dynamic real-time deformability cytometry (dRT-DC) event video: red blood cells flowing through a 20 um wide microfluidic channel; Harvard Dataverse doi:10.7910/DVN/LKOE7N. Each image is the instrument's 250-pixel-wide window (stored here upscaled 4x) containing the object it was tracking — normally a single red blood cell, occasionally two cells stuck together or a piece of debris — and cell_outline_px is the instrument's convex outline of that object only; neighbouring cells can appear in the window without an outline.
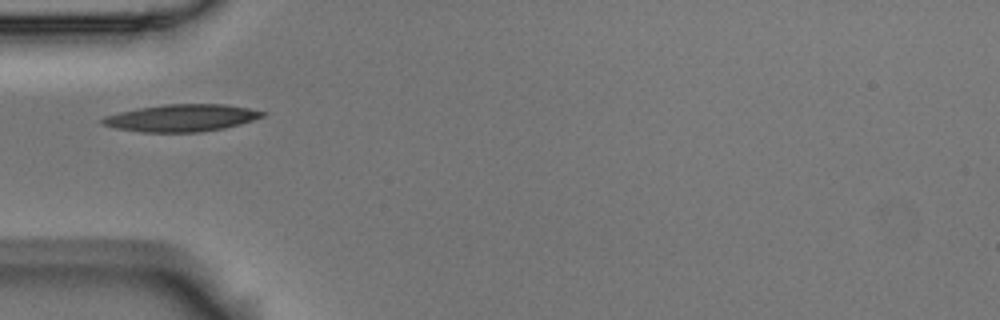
{"species": "Egyptian fruit bat (a non-hibernating species)", "species_latin": "Rousettus aegyptiacus", "temperature_condition": "room temperature", "stored_images_in_passage": 2, "camera_frame_rate_fps": 3000, "um_per_image_px": 0.085, "animal": {"sex": "male"}, "frame": {"image": 1, "passage_image": 1, "time_ms": 0.0, "image_size_px": [1000, 320], "cell_outline_px": [[268, 112], [264, 116], [240, 124], [224, 128], [200, 132], [140, 132], [116, 128], [100, 124], [100, 120], [104, 116], [120, 112], [140, 108], [164, 104], [224, 104], [248, 108]], "centroid_in_image_um": [15.42, 10.02], "position_along_channel_um": 69.6, "area_um2": 25.32}}
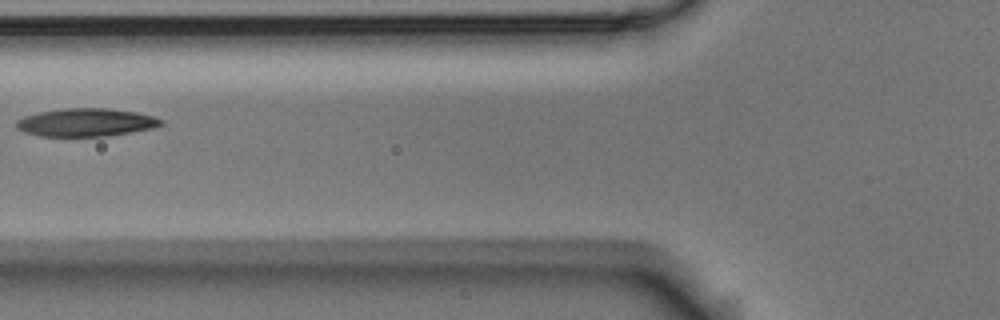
{"frame": {"image": 2, "passage_image": 2, "time_ms": 0.333, "image_size_px": [1000, 320], "cell_outline_px": [[164, 124], [152, 128], [108, 136], [40, 136], [24, 132], [16, 128], [16, 120], [24, 116], [40, 112], [64, 108], [108, 108], [136, 112], [152, 116], [164, 120]], "centroid_in_image_um": [7.3, 10.4], "position_along_channel_um": 118.5, "area_um2": 23.64}}